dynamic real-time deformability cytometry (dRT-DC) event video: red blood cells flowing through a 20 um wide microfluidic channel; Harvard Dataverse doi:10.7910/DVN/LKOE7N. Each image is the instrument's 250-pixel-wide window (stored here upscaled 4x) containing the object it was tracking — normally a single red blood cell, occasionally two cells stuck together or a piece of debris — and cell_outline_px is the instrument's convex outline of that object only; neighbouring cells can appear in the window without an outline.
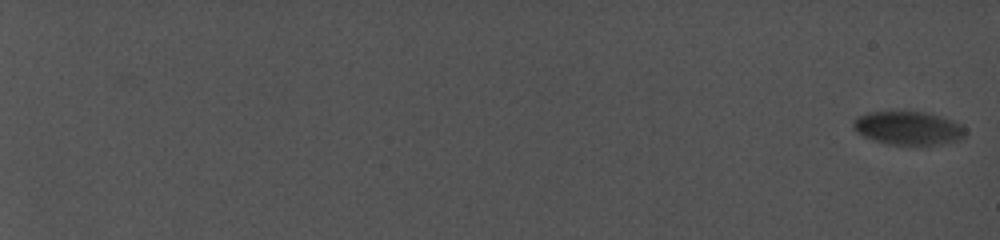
{"species": "common noctule bat (a hibernating species)", "species_latin": "Nyctalus noctula", "temperature_condition": "cold", "stored_images_in_passage": 26, "camera_frame_rate_fps": 5000, "um_per_image_px": 0.085, "animal": {"sex": "female", "body_mass_g": 19.0, "forearm_length_mm": 56.7}, "frame": {"image": 1, "passage_image": 1, "time_ms": 0.0, "image_size_px": [1000, 240], "cell_outline_px": [[964, 136], [956, 140], [936, 144], [888, 144], [872, 140], [856, 132], [852, 124], [856, 116], [868, 112], [924, 112], [940, 116], [952, 120], [960, 124], [964, 128]], "centroid_in_image_um": [77.14, 10.88], "position_along_channel_um": 7.9, "area_um2": 21.5}}
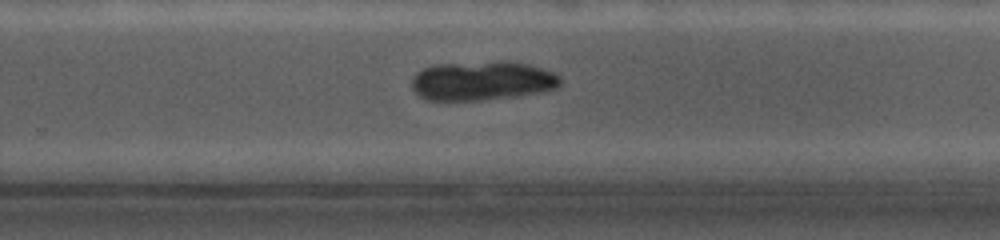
{"frame": {"image": 2, "passage_image": 21, "time_ms": 18.6, "image_size_px": [1000, 240], "cell_outline_px": [[560, 84], [556, 88], [540, 92], [516, 96], [484, 100], [428, 100], [420, 96], [412, 88], [412, 76], [416, 72], [432, 64], [500, 60], [508, 60], [528, 64], [552, 72], [560, 76]], "centroid_in_image_um": [40.96, 6.84], "position_along_channel_um": 288.8, "area_um2": 34.33}}
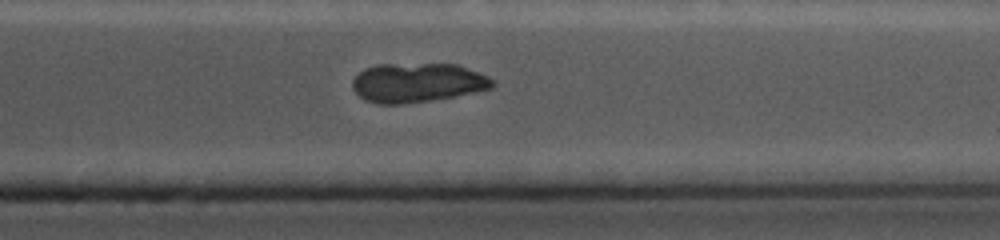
{"frame": {"image": 3, "passage_image": 24, "time_ms": 20.8, "image_size_px": [1000, 240], "cell_outline_px": [[496, 84], [492, 88], [452, 96], [428, 100], [400, 104], [380, 104], [364, 100], [352, 88], [352, 80], [364, 68], [376, 64], [456, 64], [480, 72], [488, 76]], "centroid_in_image_um": [35.46, 7.01], "position_along_channel_um": 375.9, "area_um2": 31.85}}